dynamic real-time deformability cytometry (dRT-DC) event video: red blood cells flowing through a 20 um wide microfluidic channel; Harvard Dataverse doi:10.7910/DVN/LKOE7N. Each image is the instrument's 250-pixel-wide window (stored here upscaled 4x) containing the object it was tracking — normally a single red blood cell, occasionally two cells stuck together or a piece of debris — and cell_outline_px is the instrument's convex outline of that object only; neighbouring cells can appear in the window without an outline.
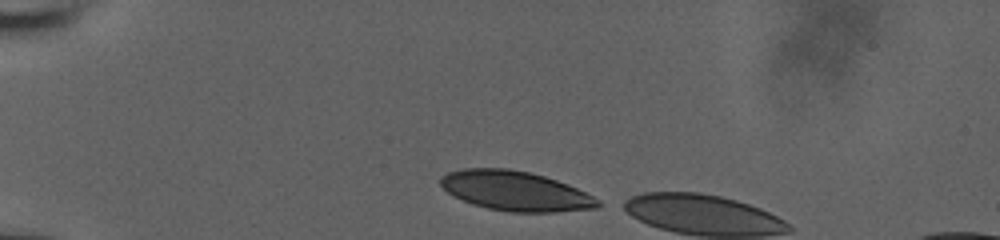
{"species": "human", "species_latin": "Homo sapiens", "temperature_condition": "room temperature", "stored_images_in_passage": 4, "camera_frame_rate_fps": 3000, "um_per_image_px": 0.085, "donor": {"sex": "male"}, "frame": {"image": 1, "passage_image": 1, "time_ms": 0.0, "image_size_px": [1000, 240], "cell_outline_px": [[604, 204], [596, 208], [556, 212], [508, 212], [488, 208], [472, 204], [452, 196], [440, 184], [440, 176], [448, 172], [464, 168], [508, 168], [528, 172], [544, 176], [568, 184], [600, 200]], "centroid_in_image_um": [43.8, 16.23], "position_along_channel_um": 41.2, "area_um2": 36.41}}